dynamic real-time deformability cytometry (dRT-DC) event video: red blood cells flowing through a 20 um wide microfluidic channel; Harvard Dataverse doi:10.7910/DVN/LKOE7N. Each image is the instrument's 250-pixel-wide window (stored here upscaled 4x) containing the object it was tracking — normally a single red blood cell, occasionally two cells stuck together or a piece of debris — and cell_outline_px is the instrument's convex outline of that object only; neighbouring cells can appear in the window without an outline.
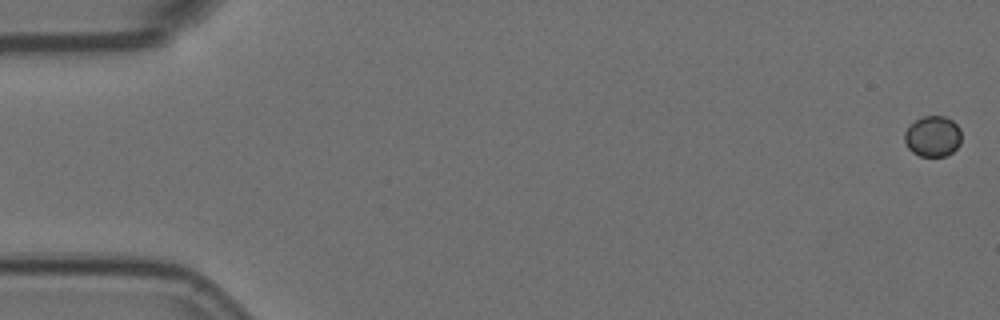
{"species": "Egyptian fruit bat (a non-hibernating species)", "species_latin": "Rousettus aegyptiacus", "temperature_condition": "room temperature", "stored_images_in_passage": 10, "segment_of_instrument_passage": [1, 2], "camera_frame_rate_fps": 3000, "um_per_image_px": 0.085, "animal": {"sex": "female"}, "frame": {"image": 1, "passage_image": 1, "time_ms": 0.0, "image_size_px": [1000, 320], "cell_outline_px": [[960, 144], [952, 152], [944, 156], [920, 156], [912, 152], [908, 148], [904, 140], [904, 132], [916, 120], [924, 116], [944, 116], [952, 120], [960, 128]], "centroid_in_image_um": [79.28, 11.59], "position_along_channel_um": 5.7, "area_um2": 13.41}}
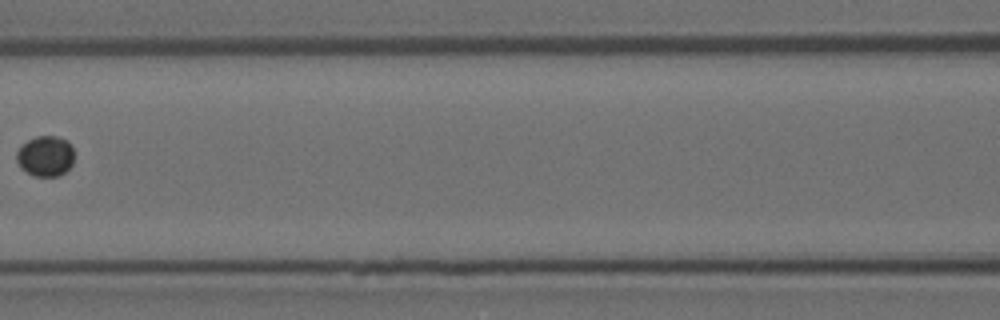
{"frame": {"image": 2, "passage_image": 8, "time_ms": 2.333, "image_size_px": [1000, 320], "cell_outline_px": [[72, 164], [60, 176], [32, 176], [20, 168], [16, 160], [16, 152], [28, 140], [36, 136], [56, 136], [68, 140], [72, 148]], "centroid_in_image_um": [3.84, 13.27], "position_along_channel_um": 162.8, "area_um2": 13.58}}
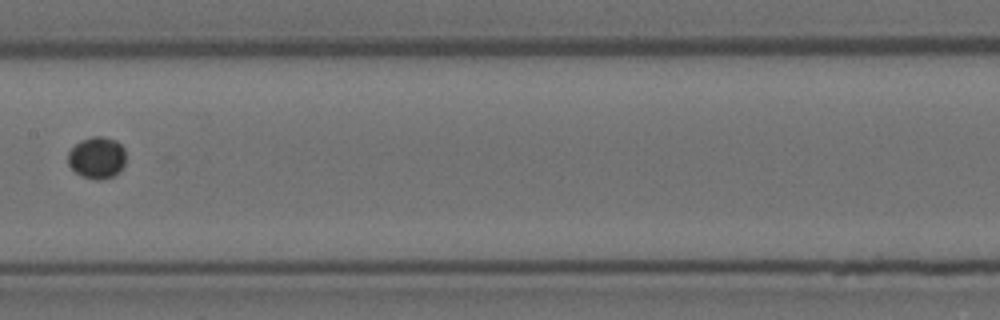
{"frame": {"image": 3, "passage_image": 9, "time_ms": 2.667, "image_size_px": [1000, 320], "cell_outline_px": [[124, 164], [120, 172], [112, 176], [100, 180], [96, 180], [80, 176], [68, 164], [68, 152], [80, 140], [92, 136], [100, 136], [116, 140], [124, 148]], "centroid_in_image_um": [8.23, 13.41], "position_along_channel_um": 199.2, "area_um2": 14.1}}